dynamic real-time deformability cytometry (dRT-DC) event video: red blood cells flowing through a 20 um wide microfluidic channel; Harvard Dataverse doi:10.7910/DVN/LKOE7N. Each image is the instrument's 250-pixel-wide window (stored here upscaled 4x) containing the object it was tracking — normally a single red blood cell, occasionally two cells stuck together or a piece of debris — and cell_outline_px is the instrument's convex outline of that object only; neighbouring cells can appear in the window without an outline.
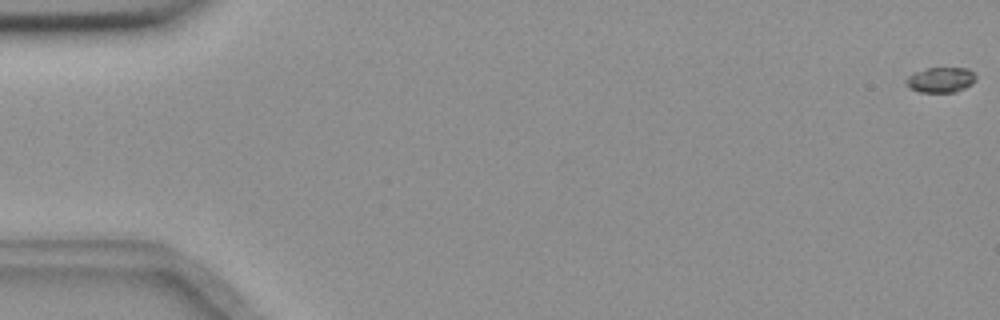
{"species": "common noctule bat (a hibernating species)", "species_latin": "Nyctalus noctula", "temperature_condition": "room temperature", "stored_images_in_passage": 57, "camera_frame_rate_fps": 3000, "um_per_image_px": 0.085, "animal": {"sex": "female", "body_mass_g": 18.4}, "frame": {"image": 1, "passage_image": 1, "time_ms": 0.0, "image_size_px": [1000, 320], "cell_outline_px": [[976, 80], [972, 84], [956, 92], [920, 92], [908, 88], [904, 84], [904, 80], [908, 76], [916, 72], [928, 68], [968, 68], [976, 76]], "centroid_in_image_um": [79.93, 6.79], "position_along_channel_um": 5.1, "area_um2": 10.35}}
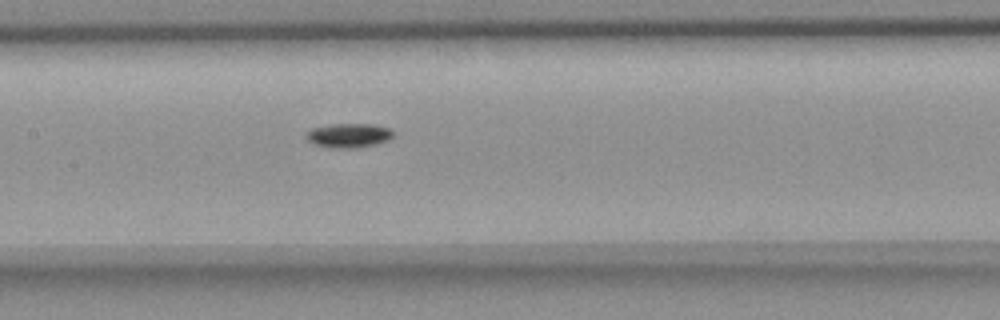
{"frame": {"image": 2, "passage_image": 28, "time_ms": 9.0, "image_size_px": [1000, 320], "cell_outline_px": [[392, 136], [388, 140], [376, 144], [356, 148], [328, 148], [312, 144], [304, 136], [312, 128], [332, 124], [372, 124], [388, 128], [392, 132]], "centroid_in_image_um": [29.59, 11.52], "position_along_channel_um": 177.8, "area_um2": 12.31}}
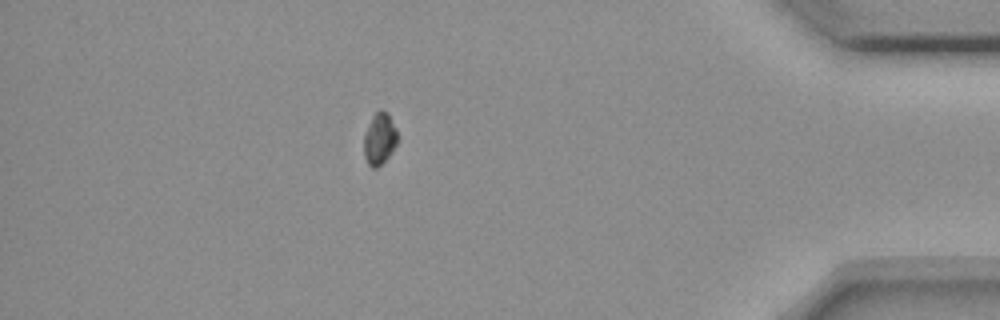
{"frame": {"image": 3, "passage_image": 50, "time_ms": 16.333, "image_size_px": [1000, 320], "cell_outline_px": [[400, 140], [392, 152], [376, 168], [372, 168], [368, 164], [364, 156], [364, 136], [368, 124], [372, 116], [380, 108], [388, 112], [396, 128]], "centroid_in_image_um": [32.29, 11.76], "position_along_channel_um": 402.9, "area_um2": 10.35}, "authors_computed_cell_mechanics": {"area_um2": 10.5774, "velocity_mm_per_s": 3.6651, "shape_relaxation_time_tau1_ms": 2.4962, "shape_relaxation_time_tau2_ms": null, "deformation_change_tau1": 0.0935, "deformation_change_tau2": null}}